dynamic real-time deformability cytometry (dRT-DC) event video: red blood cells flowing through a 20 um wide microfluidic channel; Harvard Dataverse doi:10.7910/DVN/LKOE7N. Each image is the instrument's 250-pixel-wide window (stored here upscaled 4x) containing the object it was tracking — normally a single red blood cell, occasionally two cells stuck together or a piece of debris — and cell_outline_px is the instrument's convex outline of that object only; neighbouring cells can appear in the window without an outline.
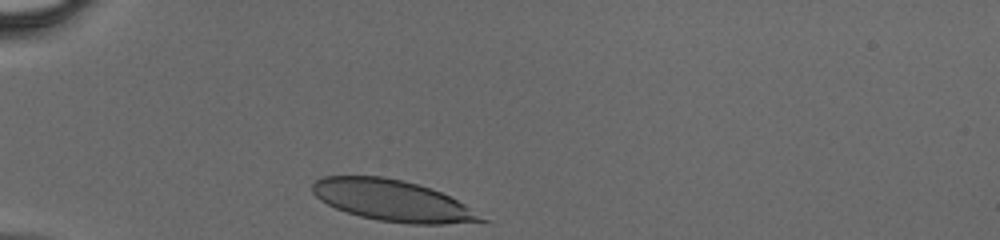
{"species": "human", "species_latin": "Homo sapiens", "temperature_condition": "cold", "stored_images_in_passage": 26, "camera_frame_rate_fps": 3000, "um_per_image_px": 0.085, "donor": {"sex": "male"}, "frame": {"image": 1, "passage_image": 1, "time_ms": 0.0, "image_size_px": [1000, 240], "cell_outline_px": [[492, 220], [444, 224], [408, 224], [376, 220], [360, 216], [336, 208], [320, 200], [312, 192], [312, 184], [316, 180], [324, 176], [384, 176], [404, 180], [432, 188], [464, 204]], "centroid_in_image_um": [33.37, 17.05], "position_along_channel_um": 51.6, "area_um2": 40.46}}
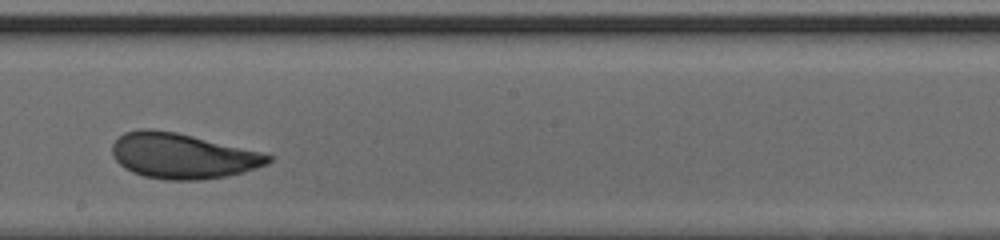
{"frame": {"image": 2, "passage_image": 15, "time_ms": 4.667, "image_size_px": [1000, 240], "cell_outline_px": [[272, 160], [268, 164], [256, 168], [228, 176], [204, 180], [168, 180], [144, 176], [132, 172], [124, 168], [116, 160], [112, 152], [112, 144], [124, 132], [140, 128], [152, 128], [176, 132], [260, 152], [272, 156]], "centroid_in_image_um": [15.48, 13.25], "position_along_channel_um": 232.7, "area_um2": 41.15}}
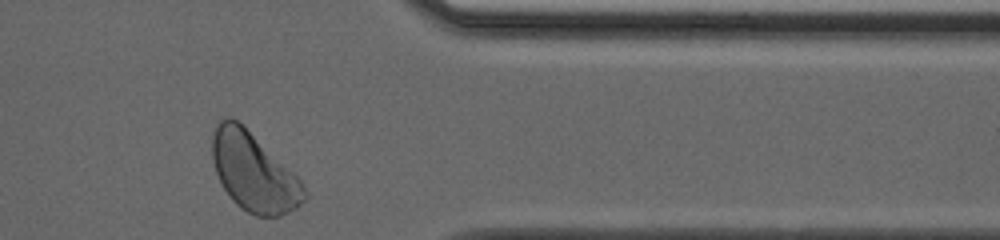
{"frame": {"image": 3, "passage_image": 26, "time_ms": 8.333, "image_size_px": [1000, 240], "cell_outline_px": [[308, 196], [296, 208], [280, 216], [256, 216], [240, 208], [232, 200], [224, 188], [216, 172], [212, 160], [212, 136], [216, 124], [220, 120], [228, 116], [236, 120], [292, 172], [304, 184]], "centroid_in_image_um": [21.55, 14.66], "position_along_channel_um": 389.9, "area_um2": 41.27}}